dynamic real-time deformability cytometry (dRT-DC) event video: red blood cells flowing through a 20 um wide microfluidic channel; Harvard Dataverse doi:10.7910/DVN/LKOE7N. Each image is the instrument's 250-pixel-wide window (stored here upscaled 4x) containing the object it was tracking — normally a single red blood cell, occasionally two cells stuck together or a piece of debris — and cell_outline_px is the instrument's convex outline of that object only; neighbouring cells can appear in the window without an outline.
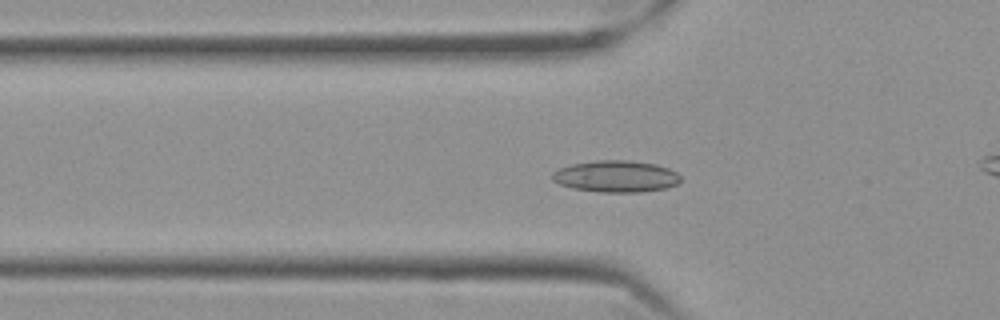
{"species": "Egyptian fruit bat (a non-hibernating species)", "species_latin": "Rousettus aegyptiacus", "temperature_condition": "cold", "stored_images_in_passage": 60, "camera_frame_rate_fps": 3000, "um_per_image_px": 0.085, "frame": {"image": 1, "passage_image": 21, "time_ms": 6.667, "image_size_px": [1000, 320], "cell_outline_px": [[680, 180], [676, 184], [668, 188], [640, 192], [600, 192], [572, 188], [560, 184], [552, 180], [552, 172], [560, 168], [572, 164], [596, 160], [624, 160], [656, 164], [668, 168], [676, 172], [680, 176]], "centroid_in_image_um": [52.36, 14.99], "position_along_channel_um": 73.4, "area_um2": 23.64}}
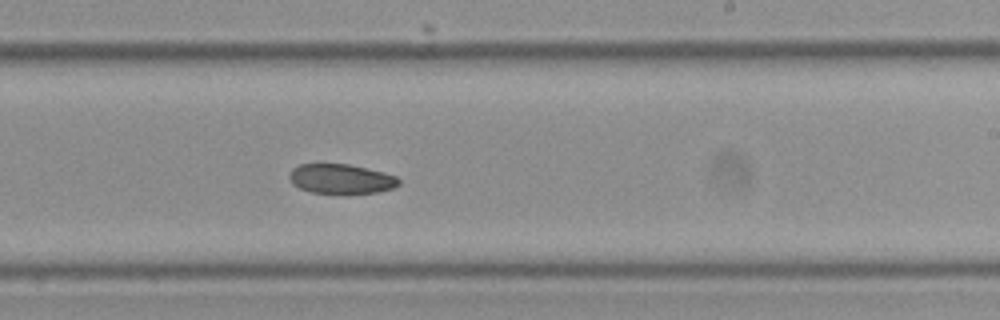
{"frame": {"image": 2, "passage_image": 37, "time_ms": 12.0, "image_size_px": [1000, 320], "cell_outline_px": [[400, 184], [392, 188], [376, 192], [344, 196], [340, 196], [312, 192], [300, 188], [292, 184], [288, 176], [292, 168], [300, 164], [348, 164], [384, 172], [396, 176], [400, 180]], "centroid_in_image_um": [28.98, 15.24], "position_along_channel_um": 260.0, "area_um2": 19.54}}
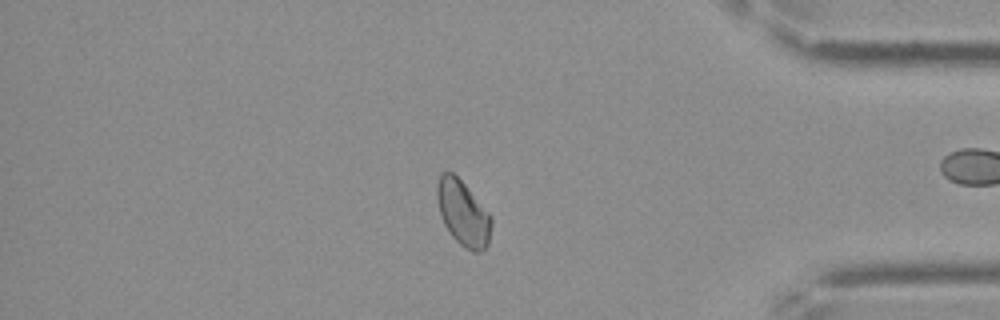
{"frame": {"image": 3, "passage_image": 51, "time_ms": 16.667, "image_size_px": [1000, 320], "cell_outline_px": [[492, 224], [488, 244], [480, 252], [472, 252], [460, 244], [452, 236], [444, 224], [440, 212], [436, 196], [436, 184], [440, 176], [444, 172], [452, 172], [464, 184], [492, 216]], "centroid_in_image_um": [39.36, 18.13], "position_along_channel_um": 395.8, "area_um2": 20.46}}